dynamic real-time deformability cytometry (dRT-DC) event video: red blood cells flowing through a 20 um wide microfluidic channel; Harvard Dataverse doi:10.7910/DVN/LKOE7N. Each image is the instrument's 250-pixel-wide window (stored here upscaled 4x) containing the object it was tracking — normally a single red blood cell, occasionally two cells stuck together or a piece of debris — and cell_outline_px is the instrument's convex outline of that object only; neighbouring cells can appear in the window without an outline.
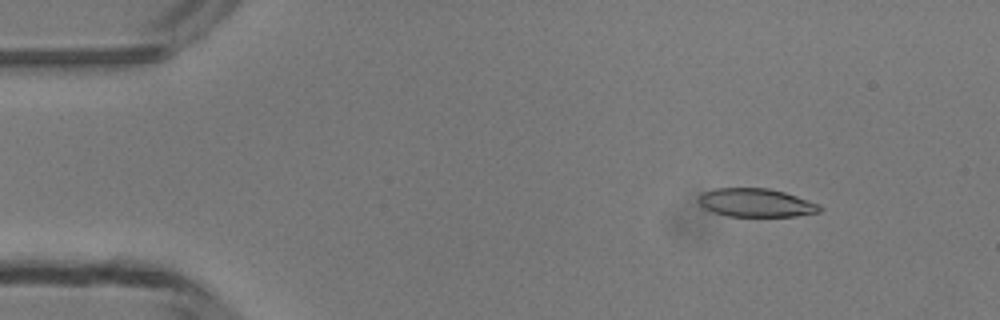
{"species": "common noctule bat (a hibernating species)", "species_latin": "Nyctalus noctula", "temperature_condition": "room temperature", "stored_images_in_passage": 47, "camera_frame_rate_fps": 3000, "um_per_image_px": 0.085, "animal": {"sex": "male", "body_mass_g": 13.3}, "frame": {"image": 1, "passage_image": 5, "time_ms": 1.333, "image_size_px": [1000, 320], "cell_outline_px": [[824, 208], [820, 212], [796, 216], [728, 216], [712, 212], [704, 208], [700, 204], [700, 196], [704, 192], [716, 188], [768, 188], [784, 192], [820, 204]], "centroid_in_image_um": [64.3, 17.24], "position_along_channel_um": 20.7, "area_um2": 20.0}}
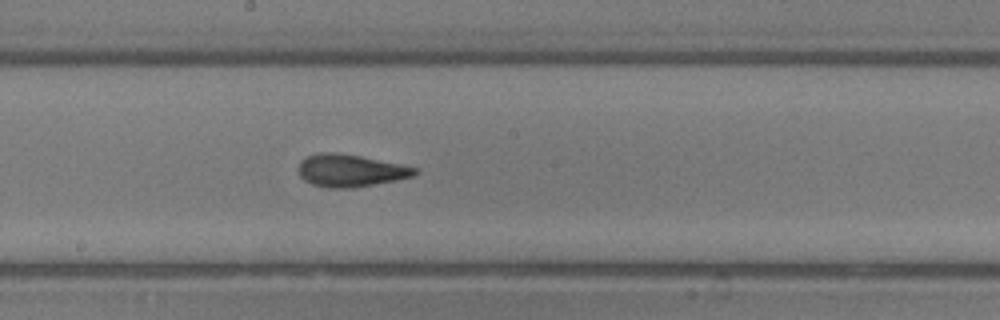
{"frame": {"image": 2, "passage_image": 25, "time_ms": 8.0, "image_size_px": [1000, 320], "cell_outline_px": [[420, 172], [412, 176], [396, 180], [352, 188], [328, 188], [312, 184], [304, 180], [300, 176], [296, 168], [300, 160], [308, 156], [320, 152], [340, 152], [404, 164], [420, 168]], "centroid_in_image_um": [29.79, 14.48], "position_along_channel_um": 218.4, "area_um2": 22.43}}
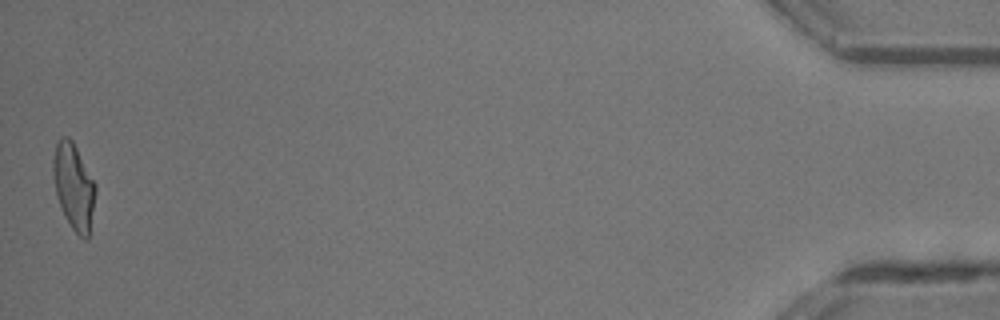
{"frame": {"image": 3, "passage_image": 47, "time_ms": 15.333, "image_size_px": [1000, 320], "cell_outline_px": [[96, 192], [88, 240], [84, 240], [72, 228], [64, 216], [60, 208], [56, 196], [52, 176], [52, 160], [56, 144], [60, 136], [68, 136], [72, 140], [96, 184]], "centroid_in_image_um": [6.25, 15.85], "position_along_channel_um": 429.0, "area_um2": 21.5}, "authors_computed_cell_mechanics": {"area_um2": 21.1548, "velocity_mm_per_s": 4.2416, "shape_relaxation_time_tau1_ms": 7.08, "shape_relaxation_time_tau2_ms": 2.3161, "deformation_change_tau1": 0.2287, "deformation_change_tau2": 0.0961}}